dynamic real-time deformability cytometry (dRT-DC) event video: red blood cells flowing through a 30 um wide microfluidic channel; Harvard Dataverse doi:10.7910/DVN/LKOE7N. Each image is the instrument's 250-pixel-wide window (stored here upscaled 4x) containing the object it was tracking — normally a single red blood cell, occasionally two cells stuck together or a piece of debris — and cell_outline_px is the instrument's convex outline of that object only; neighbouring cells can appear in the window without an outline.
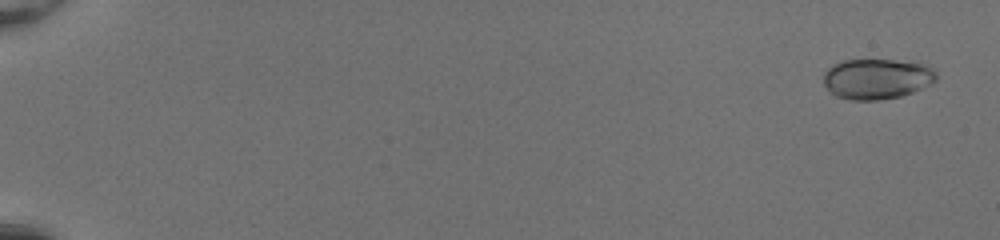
{"species": "common noctule bat (a hibernating species)", "species_latin": "Nyctalus noctula", "temperature_condition": "room temperature", "stored_images_in_passage": 53, "camera_frame_rate_fps": 3000, "um_per_image_px": 0.085, "animal": {"sex": "female", "body_mass_g": 20.0, "forearm_length_mm": 54.0}, "frame": {"image": 1, "passage_image": 3, "time_ms": 0.667, "image_size_px": [1000, 240], "cell_outline_px": [[936, 80], [912, 92], [900, 96], [880, 100], [852, 100], [836, 96], [828, 92], [824, 84], [824, 72], [832, 64], [844, 60], [892, 60], [920, 64], [932, 68], [936, 72]], "centroid_in_image_um": [74.46, 6.71], "position_along_channel_um": 10.5, "area_um2": 26.36}}
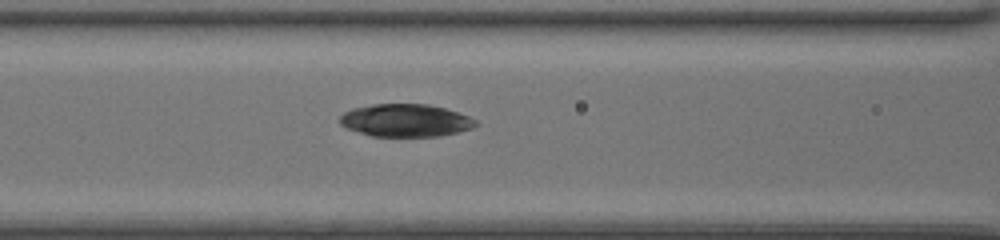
{"frame": {"image": 2, "passage_image": 26, "time_ms": 8.333, "image_size_px": [1000, 240], "cell_outline_px": [[480, 124], [472, 128], [440, 136], [372, 136], [344, 128], [340, 124], [340, 116], [344, 112], [352, 108], [372, 104], [428, 104], [444, 108], [468, 116], [476, 120]], "centroid_in_image_um": [34.45, 10.23], "position_along_channel_um": 132.2, "area_um2": 25.89}}
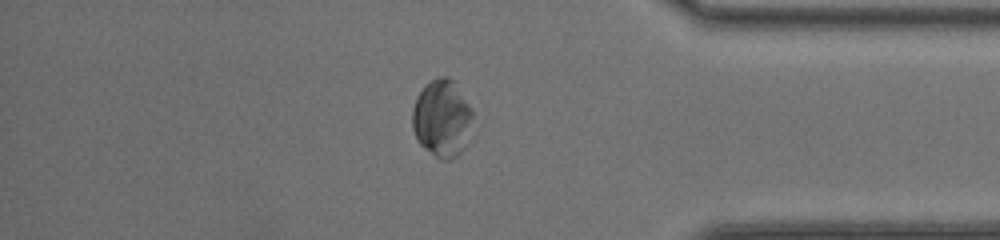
{"frame": {"image": 3, "passage_image": 46, "time_ms": 15.0, "image_size_px": [1000, 240], "cell_outline_px": [[472, 116], [464, 148], [456, 156], [448, 160], [440, 160], [424, 148], [416, 140], [412, 128], [412, 108], [416, 96], [424, 84], [440, 76], [448, 76], [452, 80], [472, 108]], "centroid_in_image_um": [37.52, 10.05], "position_along_channel_um": 397.7, "area_um2": 27.17}}